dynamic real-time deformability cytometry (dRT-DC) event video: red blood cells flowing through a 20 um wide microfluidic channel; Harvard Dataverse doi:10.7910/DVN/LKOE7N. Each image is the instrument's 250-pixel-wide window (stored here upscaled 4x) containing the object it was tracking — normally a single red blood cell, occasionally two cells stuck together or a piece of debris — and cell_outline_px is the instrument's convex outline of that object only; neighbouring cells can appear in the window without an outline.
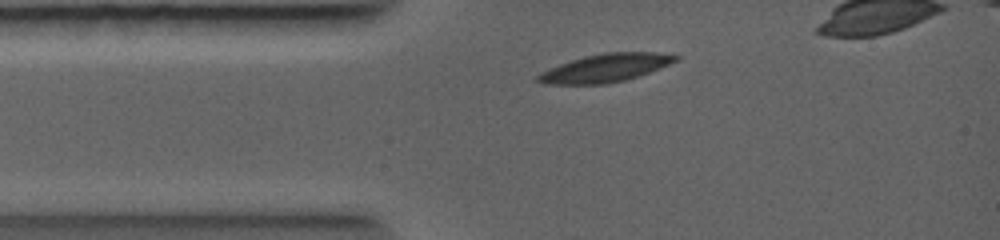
{"species": "common noctule bat (a hibernating species)", "species_latin": "Nyctalus noctula", "temperature_condition": "warm", "stored_images_in_passage": 2, "segment_of_instrument_passage": [1, 2], "camera_frame_rate_fps": 5000, "um_per_image_px": 0.085, "animal": {"sex": "female", "body_mass_g": 19.0, "forearm_length_mm": 56.7}, "frame": {"image": 1, "passage_image": 1, "time_ms": 0.0, "image_size_px": [1000, 240], "cell_outline_px": [[680, 60], [660, 68], [624, 80], [604, 84], [544, 84], [536, 80], [536, 76], [560, 64], [584, 56], [604, 52], [656, 52], [680, 56]], "centroid_in_image_um": [51.5, 5.77], "position_along_channel_um": 33.5, "area_um2": 22.25}}